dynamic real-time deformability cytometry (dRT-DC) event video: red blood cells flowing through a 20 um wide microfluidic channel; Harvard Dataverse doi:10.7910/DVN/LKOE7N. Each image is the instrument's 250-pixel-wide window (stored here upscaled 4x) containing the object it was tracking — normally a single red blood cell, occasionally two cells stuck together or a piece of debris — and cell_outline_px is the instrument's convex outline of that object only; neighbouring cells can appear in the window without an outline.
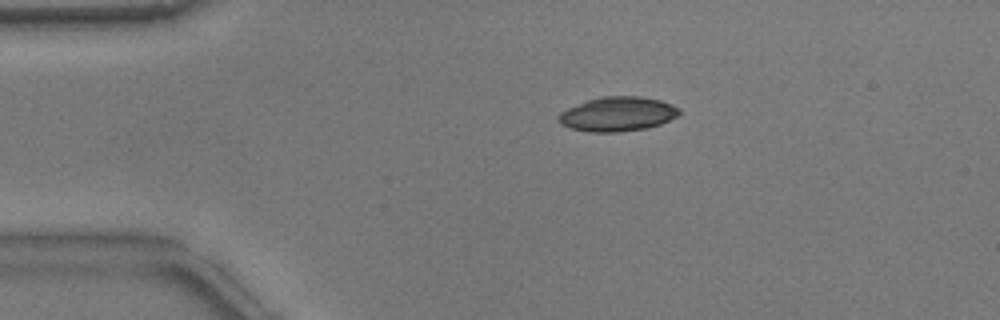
{"species": "common noctule bat (a hibernating species)", "species_latin": "Nyctalus noctula", "temperature_condition": "warm", "stored_images_in_passage": 50, "camera_frame_rate_fps": 3000, "um_per_image_px": 0.085, "animal": {"sex": "male", "body_mass_g": 17.9}, "frame": {"image": 1, "passage_image": 8, "time_ms": 2.333, "image_size_px": [1000, 320], "cell_outline_px": [[680, 112], [676, 116], [660, 124], [648, 128], [616, 132], [588, 132], [572, 128], [560, 124], [556, 116], [560, 112], [568, 108], [588, 100], [600, 96], [640, 96], [660, 100], [672, 104], [680, 108]], "centroid_in_image_um": [52.48, 9.69], "position_along_channel_um": 32.5, "area_um2": 24.22}}
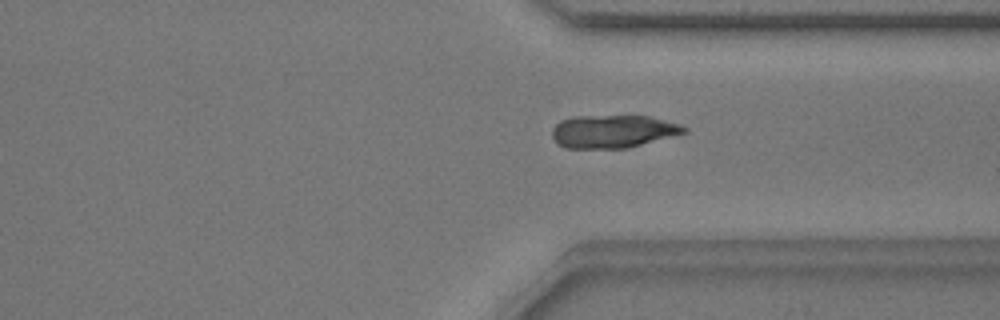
{"frame": {"image": 2, "passage_image": 37, "time_ms": 12.0, "image_size_px": [1000, 320], "cell_outline_px": [[688, 132], [628, 148], [564, 148], [556, 144], [552, 136], [552, 128], [560, 120], [572, 116], [652, 116], [680, 124], [688, 128]], "centroid_in_image_um": [52.09, 11.17], "position_along_channel_um": 359.3, "area_um2": 25.61}}
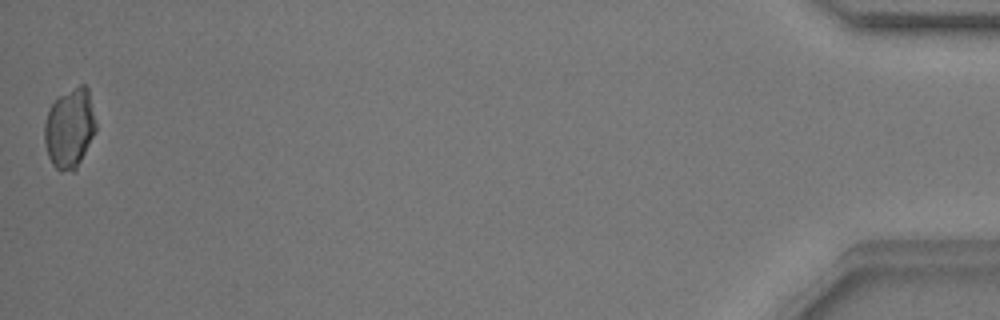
{"frame": {"image": 3, "passage_image": 50, "time_ms": 16.333, "image_size_px": [1000, 320], "cell_outline_px": [[96, 132], [76, 168], [72, 172], [60, 172], [52, 164], [48, 156], [44, 144], [44, 124], [48, 112], [52, 104], [60, 96], [80, 84], [84, 84], [88, 88], [96, 124]], "centroid_in_image_um": [5.91, 10.93], "position_along_channel_um": 429.3, "area_um2": 23.81}, "authors_computed_cell_mechanics": {"area_um2": 25.432, "velocity_mm_per_s": 3.8126, "shape_relaxation_time_tau1_ms": 7.7855, "shape_relaxation_time_tau2_ms": null, "deformation_change_tau1": 0.1952, "deformation_change_tau2": null}}